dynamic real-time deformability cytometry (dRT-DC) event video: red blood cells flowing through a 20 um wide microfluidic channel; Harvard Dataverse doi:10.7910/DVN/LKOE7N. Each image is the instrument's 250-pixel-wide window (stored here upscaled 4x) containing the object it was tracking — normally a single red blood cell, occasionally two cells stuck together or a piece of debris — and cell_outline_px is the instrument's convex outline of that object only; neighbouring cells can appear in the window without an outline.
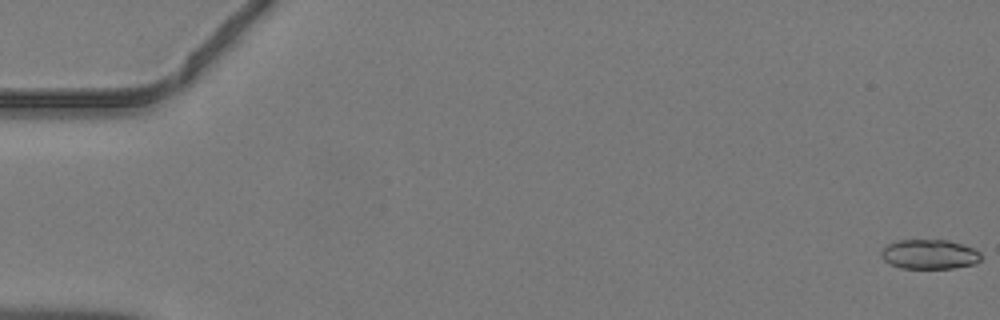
{"species": "common noctule bat (a hibernating species)", "species_latin": "Nyctalus noctula", "temperature_condition": "warm", "stored_images_in_passage": 42, "camera_frame_rate_fps": 3000, "um_per_image_px": 0.085, "animal": {"sex": "male", "body_mass_g": 19.2, "forearm_length_mm": 51.8}, "frame": {"image": 1, "passage_image": 1, "time_ms": 0.0, "image_size_px": [1000, 320], "cell_outline_px": [[980, 260], [976, 264], [952, 268], [900, 268], [884, 260], [880, 256], [880, 252], [888, 244], [896, 240], [948, 240], [972, 248], [980, 252]], "centroid_in_image_um": [78.99, 21.61], "position_along_channel_um": 6.0, "area_um2": 17.11}}
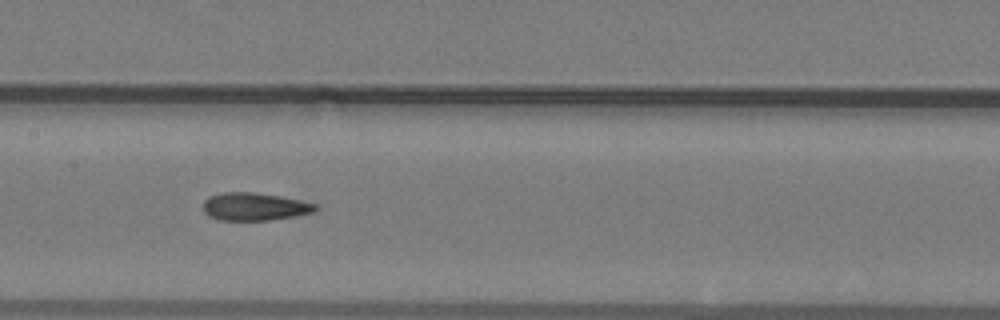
{"frame": {"image": 2, "passage_image": 24, "time_ms": 7.667, "image_size_px": [1000, 320], "cell_outline_px": [[316, 208], [312, 212], [292, 216], [268, 220], [220, 220], [208, 216], [204, 212], [204, 200], [212, 196], [224, 192], [252, 192], [280, 196], [300, 200], [316, 204]], "centroid_in_image_um": [21.6, 17.56], "position_along_channel_um": 185.8, "area_um2": 17.86}}
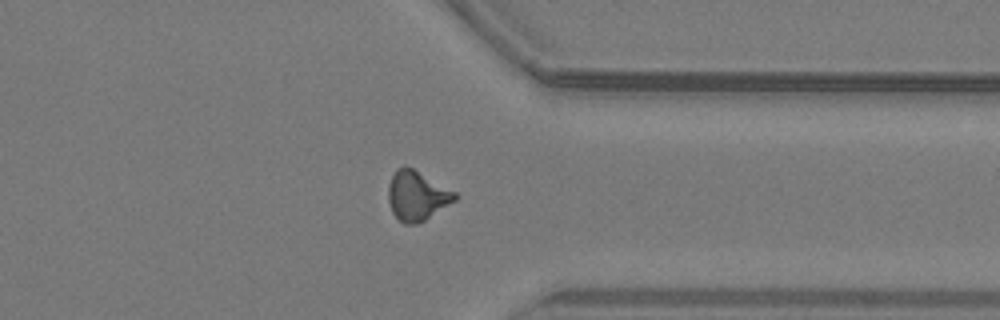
{"frame": {"image": 3, "passage_image": 37, "time_ms": 12.0, "image_size_px": [1000, 320], "cell_outline_px": [[460, 196], [456, 200], [424, 220], [416, 224], [404, 224], [392, 212], [388, 200], [388, 184], [396, 168], [404, 164], [412, 168], [456, 192]], "centroid_in_image_um": [35.43, 16.62], "position_along_channel_um": 376.0, "area_um2": 19.19}}